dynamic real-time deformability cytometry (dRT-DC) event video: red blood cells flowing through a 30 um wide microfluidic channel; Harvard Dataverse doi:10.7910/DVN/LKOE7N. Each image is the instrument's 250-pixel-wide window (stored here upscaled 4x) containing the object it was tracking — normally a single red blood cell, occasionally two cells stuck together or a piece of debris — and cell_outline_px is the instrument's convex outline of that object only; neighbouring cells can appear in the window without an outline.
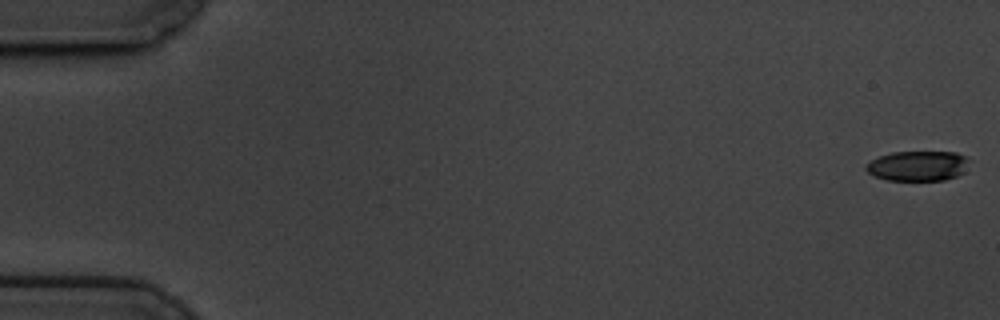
{"species": "common noctule bat (a hibernating species)", "species_latin": "Nyctalus noctula", "temperature_condition": "cold", "stored_images_in_passage": 59, "camera_frame_rate_fps": 3000, "um_per_image_px": 0.085, "animal": {"sex": "male", "body_mass_g": 19.5, "forearm_length_mm": 54.6}, "frame": {"image": 1, "passage_image": 1, "time_ms": 0.0, "image_size_px": [1000, 320], "cell_outline_px": [[968, 160], [964, 172], [956, 176], [944, 180], [888, 180], [876, 176], [868, 172], [864, 168], [872, 160], [880, 156], [892, 152], [956, 152], [968, 156]], "centroid_in_image_um": [78.04, 14.09], "position_along_channel_um": 7.0, "area_um2": 17.92}}
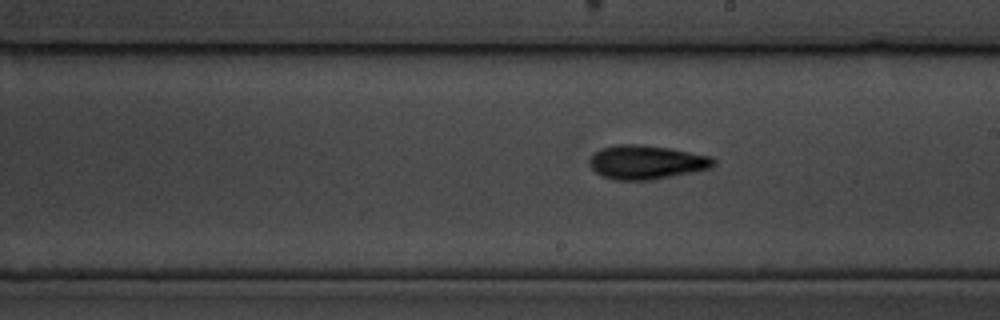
{"frame": {"image": 2, "passage_image": 34, "time_ms": 11.0, "image_size_px": [1000, 320], "cell_outline_px": [[716, 164], [712, 168], [652, 180], [612, 180], [600, 176], [588, 164], [588, 160], [600, 148], [616, 144], [640, 144], [668, 148], [712, 156], [716, 160]], "centroid_in_image_um": [54.94, 13.79], "position_along_channel_um": 234.1, "area_um2": 24.8}}
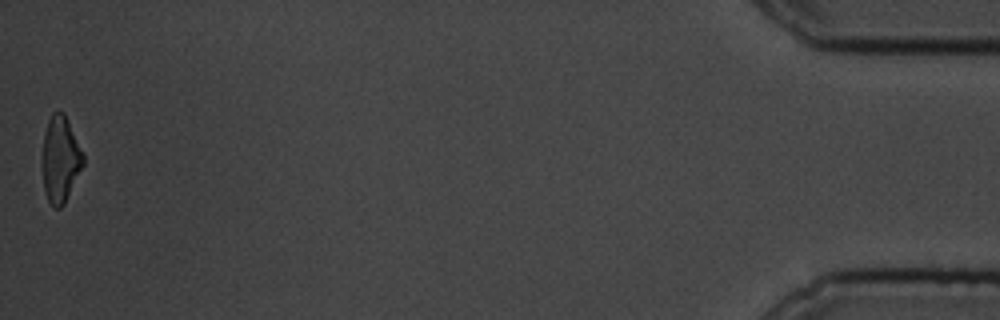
{"frame": {"image": 3, "passage_image": 59, "time_ms": 19.333, "image_size_px": [1000, 320], "cell_outline_px": [[84, 164], [64, 204], [60, 208], [56, 208], [48, 200], [44, 192], [40, 164], [40, 160], [44, 132], [48, 120], [52, 112], [64, 112], [84, 156]], "centroid_in_image_um": [5.08, 13.55], "position_along_channel_um": 430.1, "area_um2": 20.87}, "authors_computed_cell_mechanics": {"area_um2": 21.8484, "velocity_mm_per_s": 3.4435, "shape_relaxation_time_tau1_ms": 2.6983, "shape_relaxation_time_tau2_ms": 5.7807, "deformation_change_tau1": 0.1239, "deformation_change_tau2": 0.1562}}